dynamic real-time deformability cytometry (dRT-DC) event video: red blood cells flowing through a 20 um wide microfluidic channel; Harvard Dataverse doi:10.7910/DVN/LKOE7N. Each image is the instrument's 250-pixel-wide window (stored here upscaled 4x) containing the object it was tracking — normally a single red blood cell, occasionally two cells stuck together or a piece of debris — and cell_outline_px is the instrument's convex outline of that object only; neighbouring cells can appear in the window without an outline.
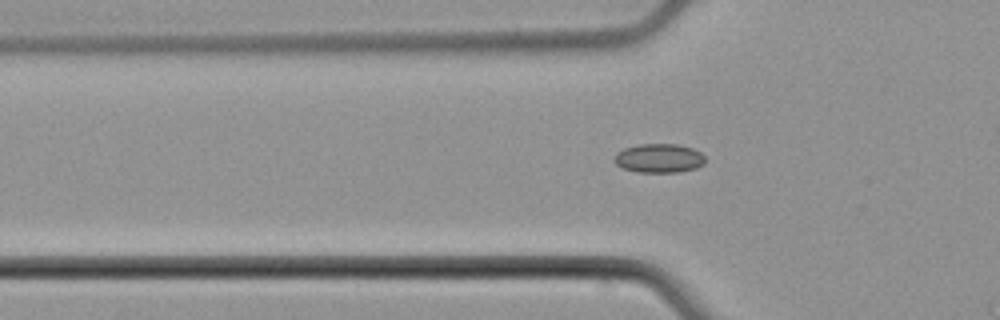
{"species": "common noctule bat (a hibernating species)", "species_latin": "Nyctalus noctula", "temperature_condition": "cold", "stored_images_in_passage": 6, "camera_frame_rate_fps": 3000, "um_per_image_px": 0.085, "animal": {"sex": "male", "body_mass_g": 21.5, "forearm_length_mm": 52.0}, "frame": {"image": 1, "passage_image": 4, "time_ms": 1.0, "image_size_px": [1000, 320], "cell_outline_px": [[704, 164], [696, 168], [680, 172], [640, 172], [620, 168], [612, 160], [616, 152], [624, 148], [640, 144], [676, 144], [692, 148], [700, 152], [704, 156]], "centroid_in_image_um": [55.98, 13.45], "position_along_channel_um": 69.8, "area_um2": 15.49}}